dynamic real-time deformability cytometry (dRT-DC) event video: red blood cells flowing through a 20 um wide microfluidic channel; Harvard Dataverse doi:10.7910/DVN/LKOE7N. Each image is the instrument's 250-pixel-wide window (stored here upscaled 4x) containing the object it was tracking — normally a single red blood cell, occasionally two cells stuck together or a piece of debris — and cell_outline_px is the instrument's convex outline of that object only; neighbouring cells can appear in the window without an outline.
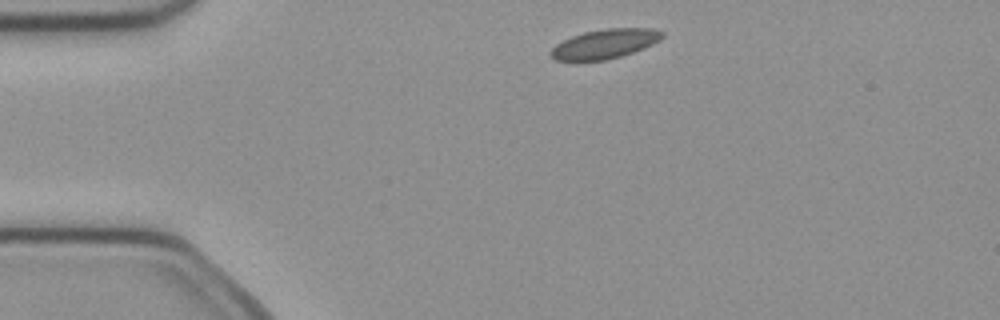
{"species": "common noctule bat (a hibernating species)", "species_latin": "Nyctalus noctula", "temperature_condition": "cold", "stored_images_in_passage": 2, "camera_frame_rate_fps": 3000, "um_per_image_px": 0.085, "animal": {"sex": "female", "body_mass_g": 21.9}, "frame": {"image": 1, "passage_image": 1, "time_ms": 0.0, "image_size_px": [1000, 320], "cell_outline_px": [[664, 36], [660, 40], [644, 48], [620, 56], [604, 60], [556, 60], [548, 52], [556, 44], [572, 36], [584, 32], [604, 28], [652, 28], [664, 32]], "centroid_in_image_um": [51.43, 3.71], "position_along_channel_um": 33.6, "area_um2": 18.96}}